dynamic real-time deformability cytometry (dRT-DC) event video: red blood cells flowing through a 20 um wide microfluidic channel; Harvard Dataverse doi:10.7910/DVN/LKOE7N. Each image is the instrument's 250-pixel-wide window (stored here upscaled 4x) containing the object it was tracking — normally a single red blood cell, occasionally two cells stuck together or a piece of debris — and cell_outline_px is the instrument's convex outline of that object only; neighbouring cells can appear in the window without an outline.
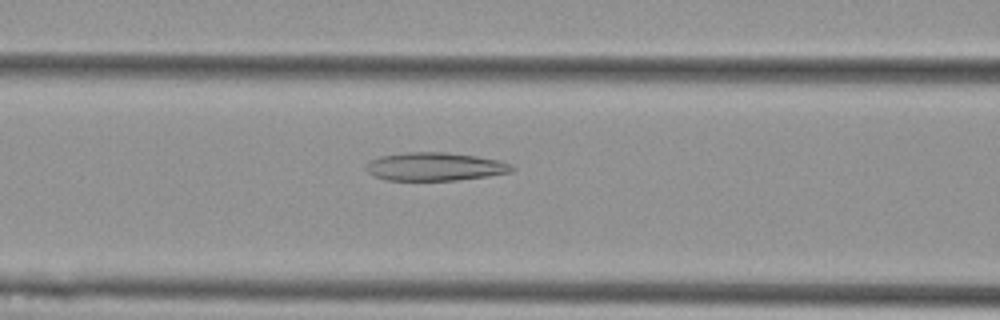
{"species": "Egyptian fruit bat (a non-hibernating species)", "species_latin": "Rousettus aegyptiacus", "temperature_condition": "cold", "stored_images_in_passage": 49, "camera_frame_rate_fps": 3000, "um_per_image_px": 0.085, "animal": {"sex": "female"}, "frame": {"image": 1, "passage_image": 17, "time_ms": 5.333, "image_size_px": [1000, 320], "cell_outline_px": [[516, 168], [512, 172], [488, 176], [456, 180], [384, 180], [368, 172], [364, 168], [368, 160], [380, 156], [404, 152], [444, 152], [476, 156], [500, 160], [512, 164]], "centroid_in_image_um": [36.97, 14.16], "position_along_channel_um": 129.6, "area_um2": 24.22}}
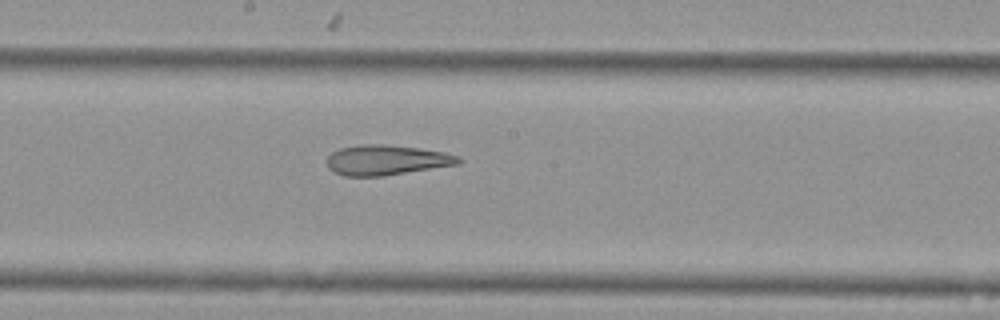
{"frame": {"image": 2, "passage_image": 24, "time_ms": 7.667, "image_size_px": [1000, 320], "cell_outline_px": [[464, 160], [460, 164], [384, 176], [344, 176], [332, 172], [328, 168], [328, 156], [332, 152], [340, 148], [360, 144], [384, 144], [416, 148], [444, 152], [460, 156]], "centroid_in_image_um": [32.86, 13.61], "position_along_channel_um": 215.3, "area_um2": 23.24}}
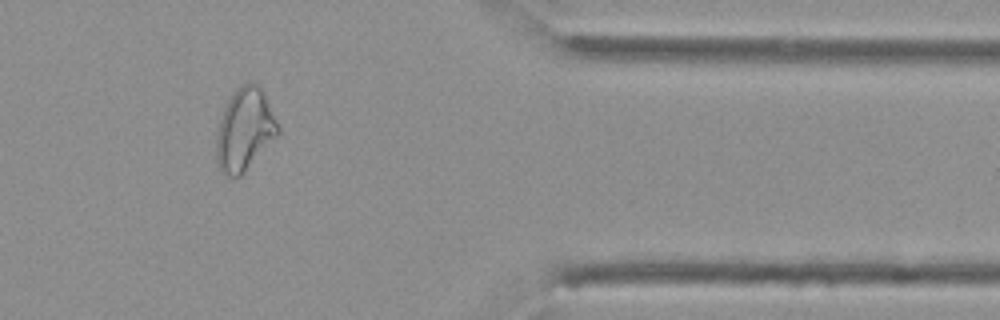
{"frame": {"image": 3, "passage_image": 40, "time_ms": 13.0, "image_size_px": [1000, 320], "cell_outline_px": [[280, 132], [244, 172], [240, 176], [224, 176], [216, 160], [216, 132], [224, 108], [228, 100], [236, 88], [240, 84], [248, 80], [252, 80], [264, 92], [280, 128]], "centroid_in_image_um": [20.78, 10.98], "position_along_channel_um": 390.6, "area_um2": 29.54}, "authors_computed_cell_mechanics": {"area_um2": 27.9174, "velocity_mm_per_s": 3.6856, "shape_relaxation_time_tau1_ms": null, "shape_relaxation_time_tau2_ms": 4.3356, "deformation_change_tau1": null, "deformation_change_tau2": 0.1569}}